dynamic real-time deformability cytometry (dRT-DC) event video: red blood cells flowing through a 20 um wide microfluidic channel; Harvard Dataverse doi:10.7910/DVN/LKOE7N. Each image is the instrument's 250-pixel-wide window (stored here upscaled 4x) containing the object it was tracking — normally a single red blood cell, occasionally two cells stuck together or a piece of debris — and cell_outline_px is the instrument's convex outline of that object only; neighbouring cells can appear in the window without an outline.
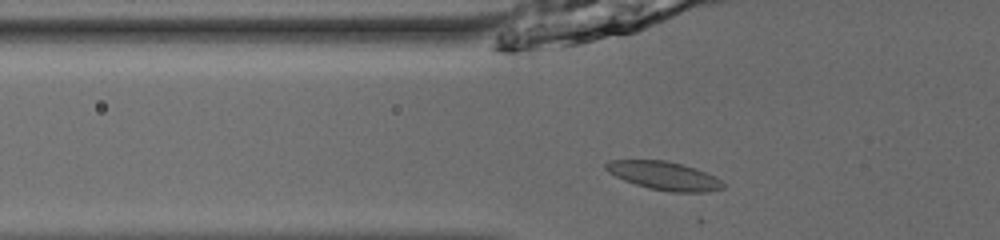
{"species": "common noctule bat (a hibernating species)", "species_latin": "Nyctalus noctula", "temperature_condition": "room temperature", "stored_images_in_passage": 53, "camera_frame_rate_fps": 3000, "um_per_image_px": 0.085, "animal": {"sex": "male", "body_mass_g": 13.0, "forearm_length_mm": 53.1}, "frame": {"image": 1, "passage_image": 20, "time_ms": 6.333, "image_size_px": [1000, 240], "cell_outline_px": [[724, 188], [704, 192], [672, 192], [648, 188], [624, 180], [608, 172], [604, 168], [604, 164], [608, 160], [664, 160], [696, 168], [720, 180], [724, 184]], "centroid_in_image_um": [56.4, 14.93], "position_along_channel_um": 69.4, "area_um2": 19.19}}
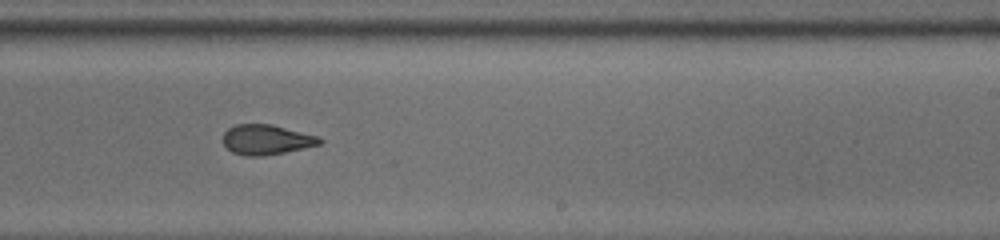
{"frame": {"image": 2, "passage_image": 35, "time_ms": 11.333, "image_size_px": [1000, 240], "cell_outline_px": [[324, 140], [320, 144], [284, 152], [264, 156], [244, 156], [232, 152], [224, 144], [224, 132], [228, 128], [236, 124], [272, 124], [316, 136]], "centroid_in_image_um": [22.61, 11.87], "position_along_channel_um": 266.4, "area_um2": 16.7}}
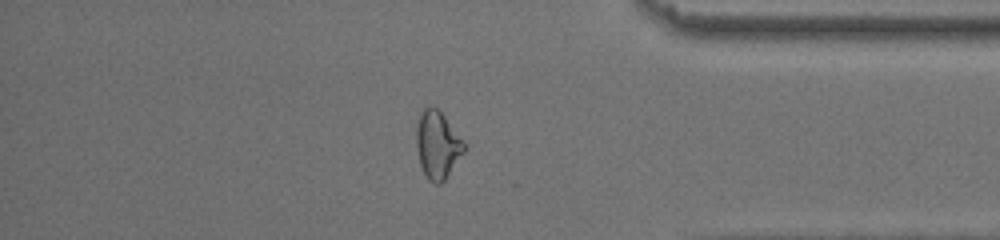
{"frame": {"image": 3, "passage_image": 46, "time_ms": 15.0, "image_size_px": [1000, 240], "cell_outline_px": [[464, 152], [444, 180], [440, 184], [436, 184], [428, 180], [420, 164], [416, 144], [416, 128], [420, 112], [428, 104], [436, 108], [444, 116], [464, 140]], "centroid_in_image_um": [37.17, 12.29], "position_along_channel_um": 398.0, "area_um2": 18.67}, "authors_computed_cell_mechanics": {"area_um2": 18.4382, "velocity_mm_per_s": 3.9562, "shape_relaxation_time_tau1_ms": 3.2662, "shape_relaxation_time_tau2_ms": 1.8627, "deformation_change_tau1": 0.1267, "deformation_change_tau2": 0.0799}}